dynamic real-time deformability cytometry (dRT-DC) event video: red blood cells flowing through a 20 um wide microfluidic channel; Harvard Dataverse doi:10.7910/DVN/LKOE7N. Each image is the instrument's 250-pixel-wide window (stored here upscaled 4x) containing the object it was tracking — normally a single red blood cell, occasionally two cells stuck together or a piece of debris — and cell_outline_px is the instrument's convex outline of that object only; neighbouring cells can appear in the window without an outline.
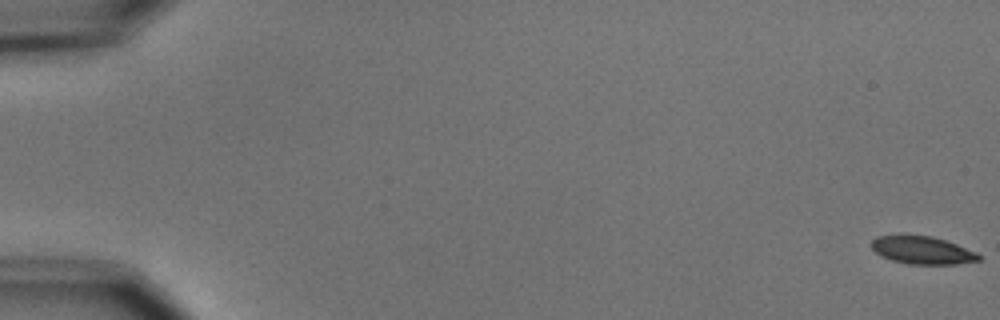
{"species": "common noctule bat (a hibernating species)", "species_latin": "Nyctalus noctula", "temperature_condition": "cold", "stored_images_in_passage": 6, "camera_frame_rate_fps": 3000, "um_per_image_px": 0.085, "animal": {"sex": "male", "body_mass_g": 15.6}, "frame": {"image": 1, "passage_image": 1, "time_ms": 0.0, "image_size_px": [1000, 320], "cell_outline_px": [[980, 260], [956, 264], [908, 264], [892, 260], [880, 256], [872, 248], [872, 240], [876, 236], [896, 232], [904, 232], [932, 236], [956, 244], [976, 252], [980, 256]], "centroid_in_image_um": [78.31, 21.21], "position_along_channel_um": 6.7, "area_um2": 17.98}}
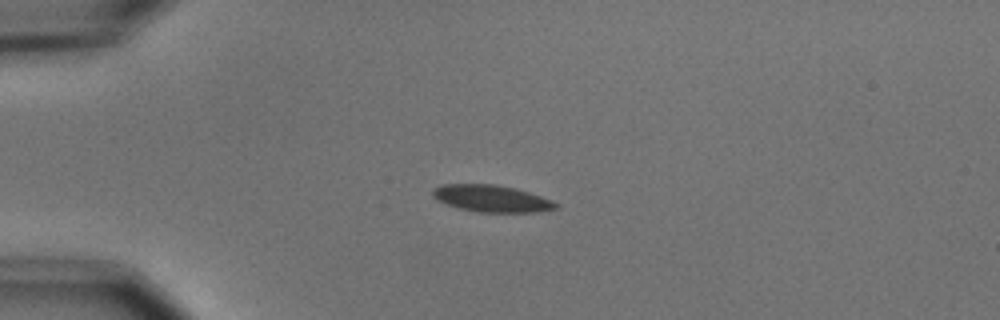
{"frame": {"image": 2, "passage_image": 5, "time_ms": 4.667, "image_size_px": [1000, 320], "cell_outline_px": [[560, 204], [556, 208], [536, 212], [480, 212], [460, 208], [436, 200], [432, 196], [432, 188], [444, 184], [496, 184], [516, 188], [552, 200]], "centroid_in_image_um": [41.77, 16.86], "position_along_channel_um": 43.2, "area_um2": 19.25}}